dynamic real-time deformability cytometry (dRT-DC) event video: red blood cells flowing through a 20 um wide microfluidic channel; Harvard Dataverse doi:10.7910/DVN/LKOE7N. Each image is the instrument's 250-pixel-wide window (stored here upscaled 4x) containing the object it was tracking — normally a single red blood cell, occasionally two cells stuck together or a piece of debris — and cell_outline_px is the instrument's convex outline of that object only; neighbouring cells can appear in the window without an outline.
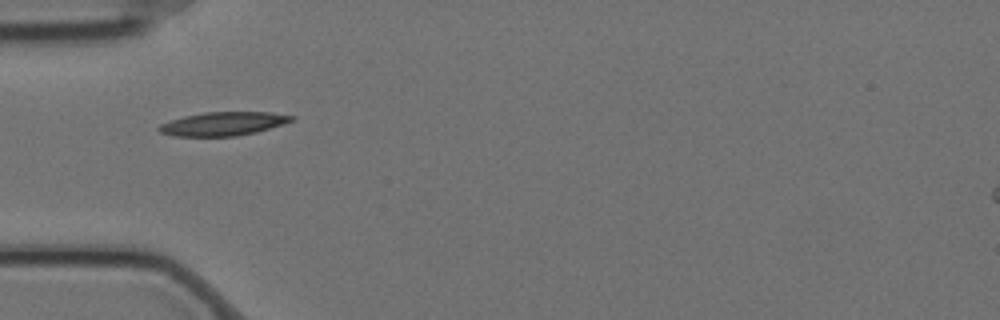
{"species": "Egyptian fruit bat (a non-hibernating species)", "species_latin": "Rousettus aegyptiacus", "temperature_condition": "cold", "stored_images_in_passage": 5, "camera_frame_rate_fps": 3000, "um_per_image_px": 0.085, "animal": {"sex": "female"}, "frame": {"image": 1, "passage_image": 1, "time_ms": 0.0, "image_size_px": [1000, 320], "cell_outline_px": [[296, 120], [284, 124], [256, 132], [236, 136], [172, 136], [160, 132], [156, 128], [160, 124], [184, 116], [204, 112], [268, 112], [296, 116]], "centroid_in_image_um": [19.0, 10.52], "position_along_channel_um": 66.0, "area_um2": 18.32}}
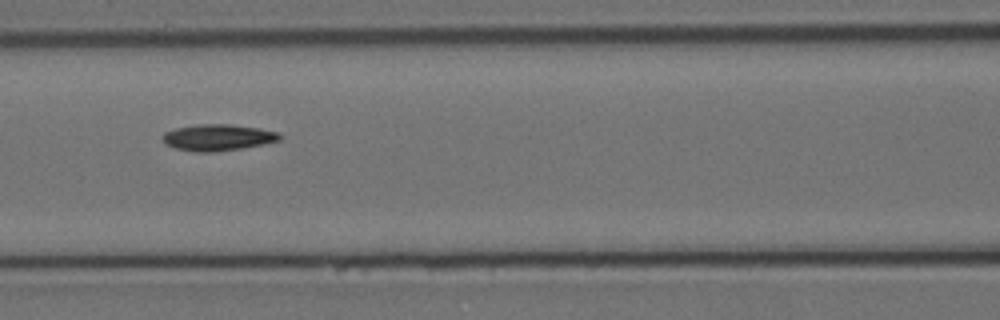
{"frame": {"image": 2, "passage_image": 3, "time_ms": 0.667, "image_size_px": [1000, 320], "cell_outline_px": [[280, 140], [240, 148], [212, 152], [196, 152], [176, 148], [164, 144], [160, 136], [164, 132], [176, 128], [196, 124], [232, 124], [260, 128], [280, 132]], "centroid_in_image_um": [18.46, 11.67], "position_along_channel_um": 148.1, "area_um2": 18.03}}
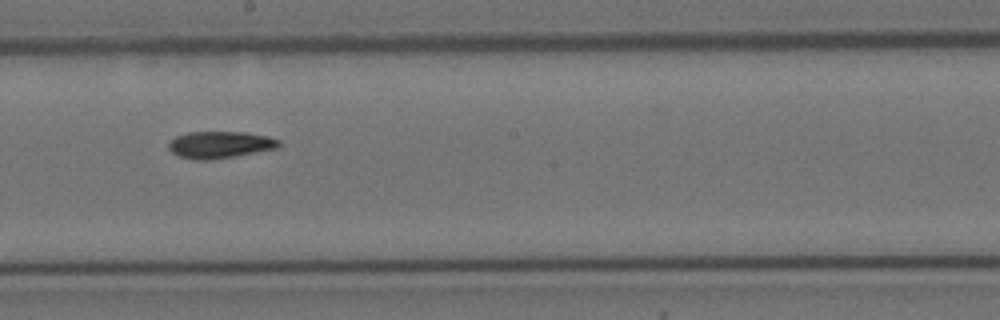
{"frame": {"image": 3, "passage_image": 5, "time_ms": 1.333, "image_size_px": [1000, 320], "cell_outline_px": [[280, 144], [276, 148], [232, 156], [208, 160], [196, 160], [180, 156], [172, 152], [168, 148], [168, 140], [176, 136], [188, 132], [244, 132], [268, 136], [280, 140]], "centroid_in_image_um": [18.65, 12.29], "position_along_channel_um": 229.6, "area_um2": 17.11}}